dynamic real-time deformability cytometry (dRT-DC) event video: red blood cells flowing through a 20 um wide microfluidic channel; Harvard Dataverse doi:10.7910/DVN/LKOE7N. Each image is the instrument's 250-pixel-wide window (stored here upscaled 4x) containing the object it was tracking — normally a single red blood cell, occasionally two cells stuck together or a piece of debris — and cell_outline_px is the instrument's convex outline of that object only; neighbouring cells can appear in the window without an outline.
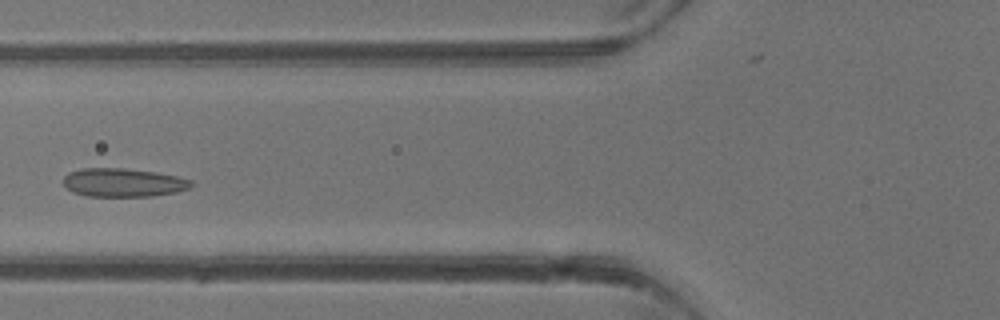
{"species": "common noctule bat (a hibernating species)", "species_latin": "Nyctalus noctula", "temperature_condition": "warm", "stored_images_in_passage": 3, "camera_frame_rate_fps": 3000, "um_per_image_px": 0.085, "animal": {"sex": "male", "body_mass_g": 13.3}, "frame": {"image": 1, "passage_image": 3, "time_ms": 2.333, "image_size_px": [1000, 320], "cell_outline_px": [[196, 184], [188, 188], [176, 192], [152, 196], [88, 196], [72, 192], [64, 184], [64, 176], [68, 172], [80, 168], [124, 168], [156, 172], [176, 176], [192, 180]], "centroid_in_image_um": [10.48, 15.51], "position_along_channel_um": 115.3, "area_um2": 21.33}}